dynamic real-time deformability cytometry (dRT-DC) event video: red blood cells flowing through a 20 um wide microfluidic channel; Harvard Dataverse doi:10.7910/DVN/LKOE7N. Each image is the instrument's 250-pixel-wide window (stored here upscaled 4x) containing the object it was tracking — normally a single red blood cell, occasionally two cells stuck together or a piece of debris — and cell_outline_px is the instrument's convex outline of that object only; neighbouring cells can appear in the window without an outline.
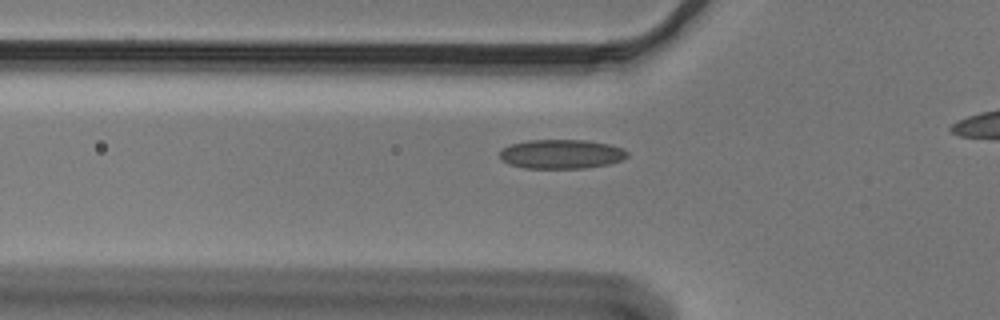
{"species": "Egyptian fruit bat (a non-hibernating species)", "species_latin": "Rousettus aegyptiacus", "temperature_condition": "cold", "stored_images_in_passage": 38, "camera_frame_rate_fps": 3000, "um_per_image_px": 0.085, "animal": {"sex": "male"}, "frame": {"image": 1, "passage_image": 11, "time_ms": 3.333, "image_size_px": [1000, 320], "cell_outline_px": [[628, 156], [620, 160], [608, 164], [584, 168], [524, 168], [508, 164], [500, 160], [500, 152], [504, 148], [512, 144], [528, 140], [584, 140], [608, 144], [624, 148], [628, 152]], "centroid_in_image_um": [47.71, 13.1], "position_along_channel_um": 78.1, "area_um2": 21.68}}
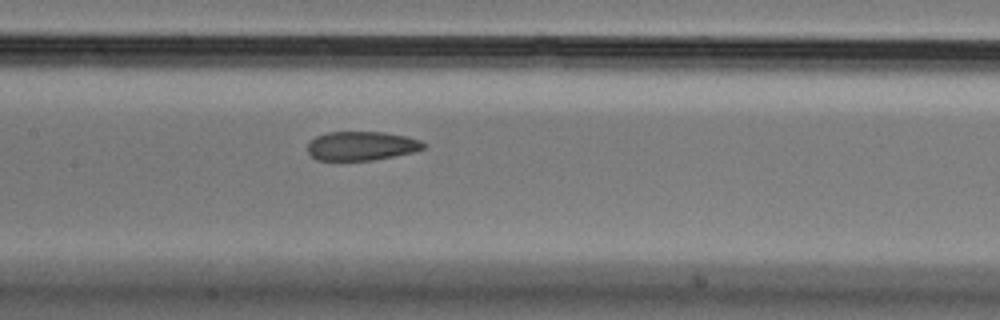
{"frame": {"image": 2, "passage_image": 19, "time_ms": 6.0, "image_size_px": [1000, 320], "cell_outline_px": [[428, 144], [424, 148], [412, 152], [372, 160], [316, 160], [308, 152], [308, 144], [316, 136], [328, 132], [384, 132], [408, 136], [420, 140]], "centroid_in_image_um": [30.75, 12.39], "position_along_channel_um": 176.7, "area_um2": 19.54}}
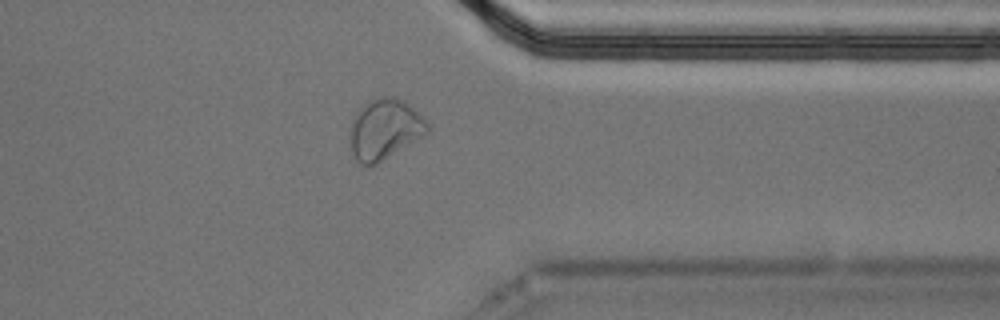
{"frame": {"image": 3, "passage_image": 36, "time_ms": 11.667, "image_size_px": [1000, 320], "cell_outline_px": [[428, 132], [376, 164], [360, 164], [356, 160], [352, 152], [348, 128], [360, 104], [376, 96], [396, 96], [404, 100], [428, 124]], "centroid_in_image_um": [32.62, 10.93], "position_along_channel_um": 378.8, "area_um2": 27.22}}